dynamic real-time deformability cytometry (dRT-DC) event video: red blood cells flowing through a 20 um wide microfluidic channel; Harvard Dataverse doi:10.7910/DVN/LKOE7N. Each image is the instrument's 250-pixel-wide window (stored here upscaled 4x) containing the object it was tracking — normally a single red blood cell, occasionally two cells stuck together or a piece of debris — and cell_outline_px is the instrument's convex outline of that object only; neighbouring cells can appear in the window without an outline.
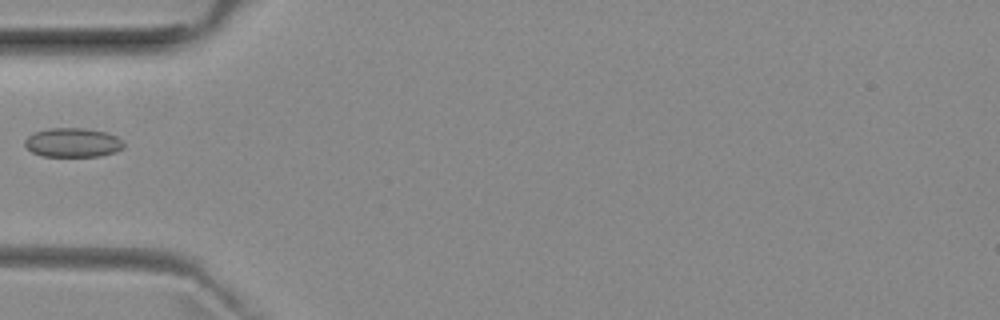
{"species": "common noctule bat (a hibernating species)", "species_latin": "Nyctalus noctula", "temperature_condition": "room temperature", "stored_images_in_passage": 36, "camera_frame_rate_fps": 3000, "um_per_image_px": 0.085, "animal": {"sex": "female", "body_mass_g": 29.2, "forearm_length_mm": 56.3}, "frame": {"image": 1, "passage_image": 1, "time_ms": 0.0, "image_size_px": [1000, 320], "cell_outline_px": [[124, 148], [116, 152], [100, 156], [40, 156], [32, 152], [24, 144], [24, 140], [28, 136], [36, 132], [52, 128], [84, 128], [104, 132], [116, 136], [124, 144]], "centroid_in_image_um": [6.19, 12.13], "position_along_channel_um": 78.8, "area_um2": 16.7}}
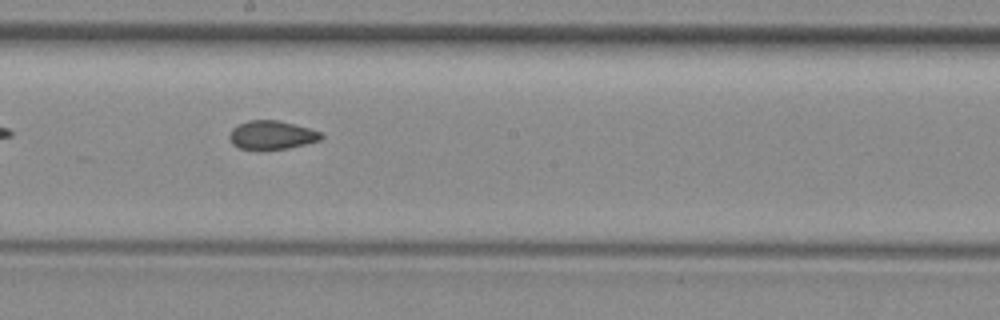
{"frame": {"image": 2, "passage_image": 12, "time_ms": 3.667, "image_size_px": [1000, 320], "cell_outline_px": [[324, 136], [320, 140], [288, 148], [240, 148], [232, 144], [228, 136], [232, 128], [248, 120], [280, 120], [308, 128], [320, 132]], "centroid_in_image_um": [23.09, 11.45], "position_along_channel_um": 225.1, "area_um2": 14.97}}
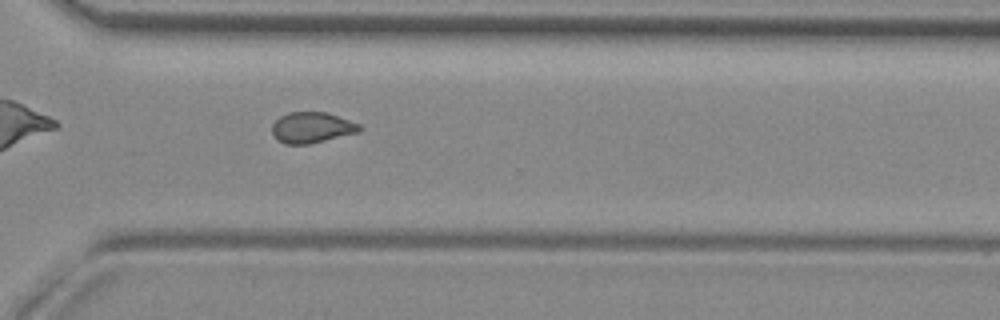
{"frame": {"image": 3, "passage_image": 21, "time_ms": 6.667, "image_size_px": [1000, 320], "cell_outline_px": [[360, 132], [308, 144], [284, 144], [276, 140], [272, 136], [272, 124], [280, 116], [288, 112], [328, 112], [360, 124]], "centroid_in_image_um": [26.47, 10.84], "position_along_channel_um": 344.1, "area_um2": 15.84}}